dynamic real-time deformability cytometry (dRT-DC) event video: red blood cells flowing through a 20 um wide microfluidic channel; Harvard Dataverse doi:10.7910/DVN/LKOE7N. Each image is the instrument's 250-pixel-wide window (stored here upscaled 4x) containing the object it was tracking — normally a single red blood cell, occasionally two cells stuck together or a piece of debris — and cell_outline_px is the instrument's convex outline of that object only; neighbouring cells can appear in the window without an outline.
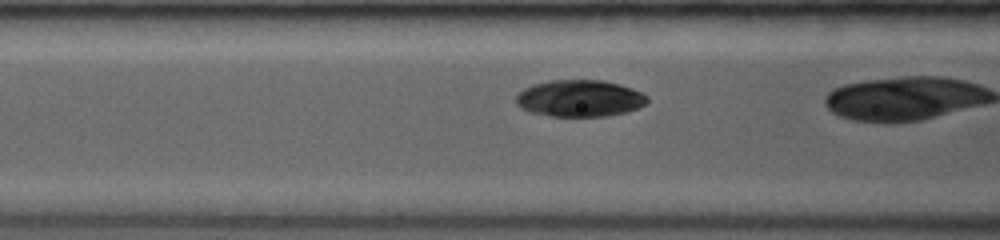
{"species": "common noctule bat (a hibernating species)", "species_latin": "Nyctalus noctula", "temperature_condition": "room temperature", "stored_images_in_passage": 13, "camera_frame_rate_fps": 3500, "um_per_image_px": 0.085, "animal": {"sex": "female", "body_mass_g": 19.0, "forearm_length_mm": 53.3}, "frame": {"image": 1, "passage_image": 4, "time_ms": 1.143, "image_size_px": [1000, 240], "cell_outline_px": [[648, 100], [644, 104], [636, 108], [624, 112], [608, 116], [552, 116], [532, 112], [520, 108], [516, 104], [516, 96], [524, 88], [532, 84], [548, 80], [604, 80], [620, 84], [632, 88], [648, 96]], "centroid_in_image_um": [49.25, 8.35], "position_along_channel_um": 117.4, "area_um2": 28.09}}